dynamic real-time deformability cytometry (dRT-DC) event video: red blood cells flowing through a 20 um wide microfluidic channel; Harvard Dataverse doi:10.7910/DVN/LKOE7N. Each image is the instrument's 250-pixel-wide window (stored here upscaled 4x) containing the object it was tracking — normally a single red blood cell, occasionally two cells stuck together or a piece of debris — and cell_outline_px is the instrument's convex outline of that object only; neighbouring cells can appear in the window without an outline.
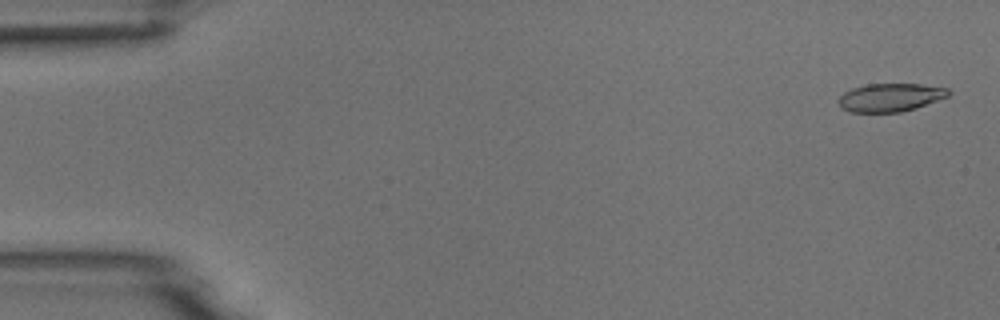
{"species": "common noctule bat (a hibernating species)", "species_latin": "Nyctalus noctula", "temperature_condition": "room temperature", "stored_images_in_passage": 6, "camera_frame_rate_fps": 3000, "um_per_image_px": 0.085, "animal": {"sex": "male", "body_mass_g": 18.8}, "frame": {"image": 1, "passage_image": 1, "time_ms": 0.0, "image_size_px": [1000, 320], "cell_outline_px": [[952, 92], [948, 96], [916, 108], [900, 112], [848, 112], [840, 108], [836, 100], [844, 92], [852, 88], [868, 84], [920, 84], [948, 88]], "centroid_in_image_um": [75.64, 8.29], "position_along_channel_um": 9.4, "area_um2": 18.21}}
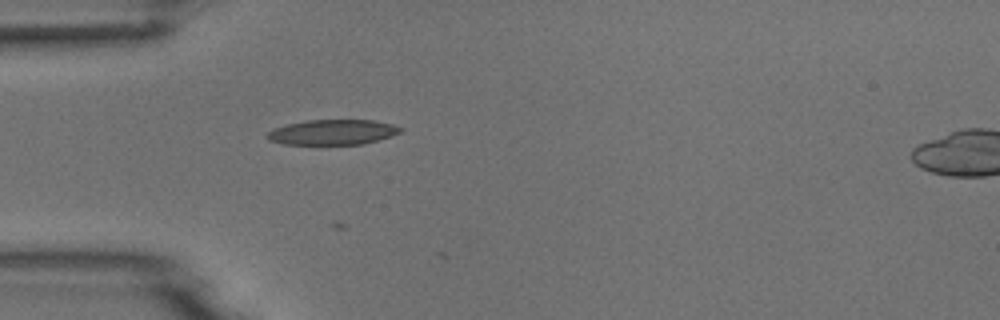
{"frame": {"image": 2, "passage_image": 5, "time_ms": 4.667, "image_size_px": [1000, 320], "cell_outline_px": [[404, 128], [400, 132], [392, 136], [364, 144], [284, 144], [268, 140], [268, 132], [272, 128], [288, 124], [308, 120], [372, 120], [392, 124]], "centroid_in_image_um": [28.29, 11.23], "position_along_channel_um": 56.7, "area_um2": 19.48}}